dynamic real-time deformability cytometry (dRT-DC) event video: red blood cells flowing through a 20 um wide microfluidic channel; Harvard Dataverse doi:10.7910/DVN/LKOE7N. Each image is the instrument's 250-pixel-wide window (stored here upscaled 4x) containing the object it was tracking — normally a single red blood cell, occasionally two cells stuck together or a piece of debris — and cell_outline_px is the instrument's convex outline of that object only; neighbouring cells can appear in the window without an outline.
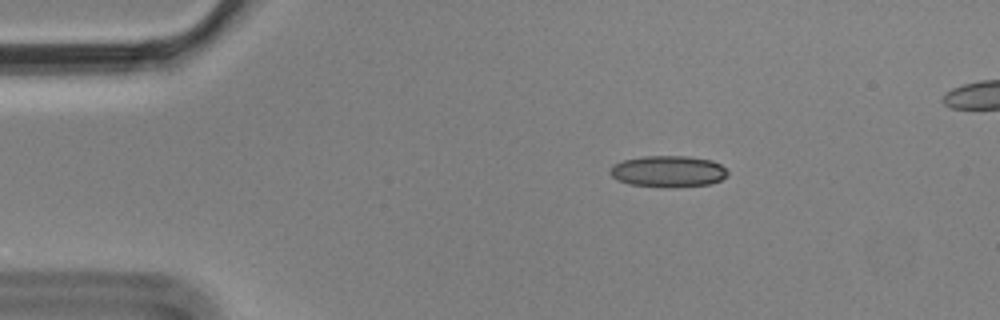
{"species": "Egyptian fruit bat (a non-hibernating species)", "species_latin": "Rousettus aegyptiacus", "temperature_condition": "cold", "stored_images_in_passage": 4, "camera_frame_rate_fps": 3000, "um_per_image_px": 0.085, "animal": {"sex": "male"}, "frame": {"image": 1, "passage_image": 1, "time_ms": 0.0, "image_size_px": [1000, 320], "cell_outline_px": [[728, 176], [720, 180], [708, 184], [672, 188], [664, 188], [628, 184], [612, 176], [608, 172], [612, 164], [624, 160], [640, 156], [688, 156], [712, 160], [720, 164], [728, 172]], "centroid_in_image_um": [56.78, 14.57], "position_along_channel_um": 28.2, "area_um2": 21.79}}